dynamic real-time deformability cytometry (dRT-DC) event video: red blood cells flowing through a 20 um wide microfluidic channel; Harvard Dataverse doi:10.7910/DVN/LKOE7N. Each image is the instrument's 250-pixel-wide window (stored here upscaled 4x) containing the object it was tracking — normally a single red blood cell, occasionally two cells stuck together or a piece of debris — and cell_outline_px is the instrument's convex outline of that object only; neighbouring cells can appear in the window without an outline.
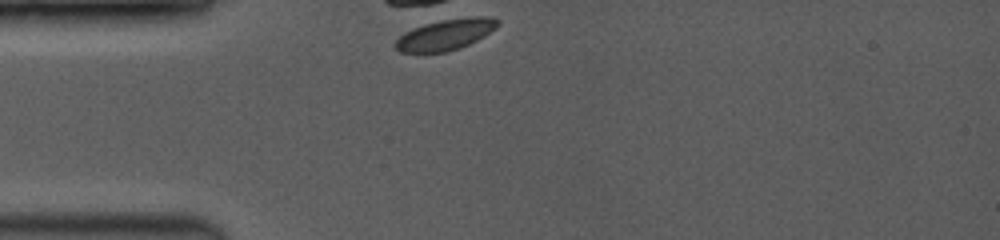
{"species": "common noctule bat (a hibernating species)", "species_latin": "Nyctalus noctula", "temperature_condition": "room temperature", "stored_images_in_passage": 1, "camera_frame_rate_fps": 3500, "um_per_image_px": 0.085, "animal": {"sex": "female", "body_mass_g": 19.0, "forearm_length_mm": 53.3}, "frame": {"image": 1, "passage_image": 1, "time_ms": 0.0, "image_size_px": [1000, 240], "cell_outline_px": [[500, 24], [496, 28], [484, 36], [468, 44], [444, 52], [400, 52], [392, 44], [404, 32], [412, 28], [432, 20], [472, 16], [488, 16], [500, 20]], "centroid_in_image_um": [37.86, 2.9], "position_along_channel_um": 47.1, "area_um2": 18.67}}